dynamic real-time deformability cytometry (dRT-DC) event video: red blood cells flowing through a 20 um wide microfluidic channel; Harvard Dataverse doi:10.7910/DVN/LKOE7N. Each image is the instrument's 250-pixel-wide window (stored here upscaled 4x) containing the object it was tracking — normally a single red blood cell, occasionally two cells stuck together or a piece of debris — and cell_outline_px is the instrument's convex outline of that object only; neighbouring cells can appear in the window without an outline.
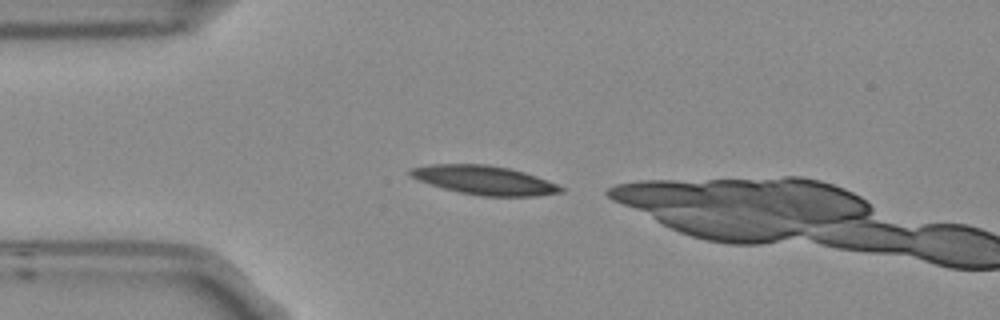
{"species": "Egyptian fruit bat (a non-hibernating species)", "species_latin": "Rousettus aegyptiacus", "temperature_condition": "room temperature", "stored_images_in_passage": 2, "camera_frame_rate_fps": 3000, "um_per_image_px": 0.085, "frame": {"image": 1, "passage_image": 1, "time_ms": 0.0, "image_size_px": [1000, 320], "cell_outline_px": [[564, 192], [536, 196], [484, 196], [460, 192], [444, 188], [420, 180], [412, 176], [408, 172], [408, 168], [428, 164], [488, 164], [508, 168], [524, 172], [536, 176], [556, 184], [564, 188]], "centroid_in_image_um": [41.18, 15.3], "position_along_channel_um": 43.8, "area_um2": 25.14}}